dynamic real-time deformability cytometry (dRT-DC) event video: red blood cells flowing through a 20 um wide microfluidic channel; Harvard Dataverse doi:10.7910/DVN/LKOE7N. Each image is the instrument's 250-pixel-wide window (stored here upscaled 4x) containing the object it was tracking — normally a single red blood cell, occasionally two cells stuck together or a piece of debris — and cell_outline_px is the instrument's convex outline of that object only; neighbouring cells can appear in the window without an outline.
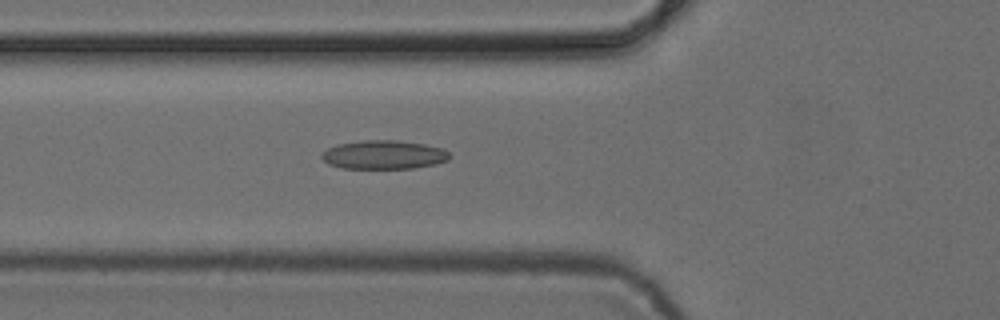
{"species": "common noctule bat (a hibernating species)", "species_latin": "Nyctalus noctula", "temperature_condition": "cold", "stored_images_in_passage": 32, "camera_frame_rate_fps": 3000, "um_per_image_px": 0.085, "animal": {"sex": "female", "body_mass_g": 24.6, "forearm_length_mm": 56.2}, "frame": {"image": 1, "passage_image": 7, "time_ms": 2.0, "image_size_px": [1000, 320], "cell_outline_px": [[452, 156], [448, 160], [436, 164], [412, 168], [344, 168], [328, 164], [320, 156], [320, 152], [336, 144], [360, 140], [396, 140], [424, 144], [440, 148], [448, 152]], "centroid_in_image_um": [32.59, 13.15], "position_along_channel_um": 93.2, "area_um2": 21.5}}
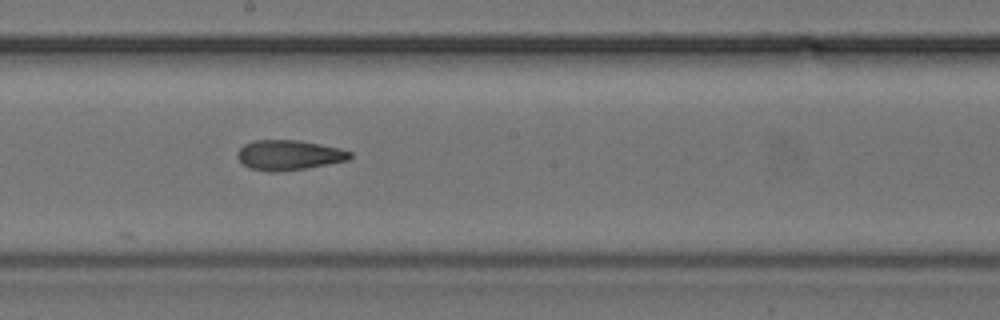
{"frame": {"image": 2, "passage_image": 17, "time_ms": 5.333, "image_size_px": [1000, 320], "cell_outline_px": [[352, 156], [348, 160], [304, 168], [276, 172], [268, 172], [248, 168], [236, 156], [236, 152], [244, 144], [252, 140], [300, 140], [340, 148], [352, 152]], "centroid_in_image_um": [24.52, 13.17], "position_along_channel_um": 223.7, "area_um2": 19.71}}
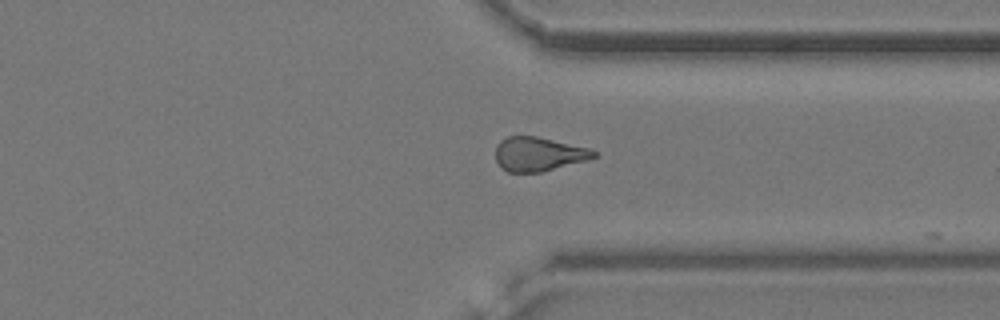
{"frame": {"image": 3, "passage_image": 28, "time_ms": 9.0, "image_size_px": [1000, 320], "cell_outline_px": [[596, 156], [588, 160], [540, 172], [508, 172], [500, 168], [496, 160], [496, 144], [500, 140], [508, 136], [536, 136], [588, 148], [596, 152]], "centroid_in_image_um": [45.73, 13.1], "position_along_channel_um": 365.7, "area_um2": 19.42}, "authors_computed_cell_mechanics": {"area_um2": 20.0855, "velocity_mm_per_s": 3.8921, "shape_relaxation_time_tau1_ms": null, "shape_relaxation_time_tau2_ms": 3.0786, "deformation_change_tau1": null, "deformation_change_tau2": 0.0957}}